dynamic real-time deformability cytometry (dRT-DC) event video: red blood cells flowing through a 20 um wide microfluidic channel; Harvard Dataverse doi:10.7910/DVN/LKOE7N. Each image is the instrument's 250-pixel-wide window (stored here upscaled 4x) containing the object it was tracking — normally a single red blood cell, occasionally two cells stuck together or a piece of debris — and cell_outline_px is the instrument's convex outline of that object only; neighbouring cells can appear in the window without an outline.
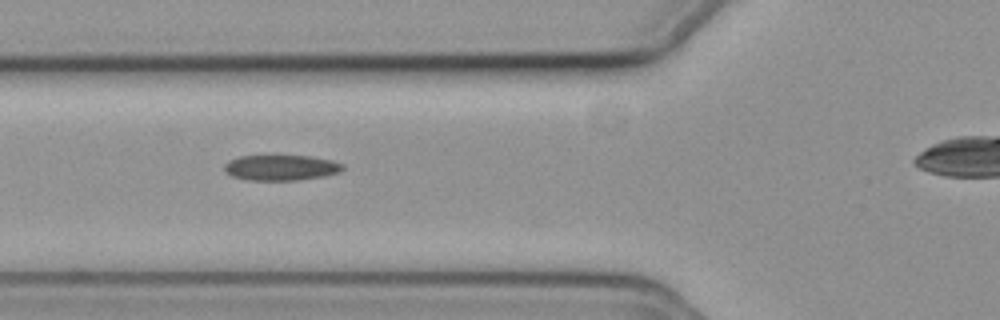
{"species": "common noctule bat (a hibernating species)", "species_latin": "Nyctalus noctula", "temperature_condition": "cold", "stored_images_in_passage": 31, "camera_frame_rate_fps": 3000, "um_per_image_px": 0.085, "animal": {"sex": "female", "body_mass_g": 19.3, "forearm_length_mm": 54.1}, "frame": {"image": 1, "passage_image": 3, "time_ms": 0.667, "image_size_px": [1000, 320], "cell_outline_px": [[344, 168], [340, 172], [324, 176], [300, 180], [248, 180], [232, 176], [224, 172], [224, 164], [228, 160], [240, 156], [312, 156], [332, 160], [344, 164]], "centroid_in_image_um": [23.89, 14.25], "position_along_channel_um": 101.9, "area_um2": 17.74}}
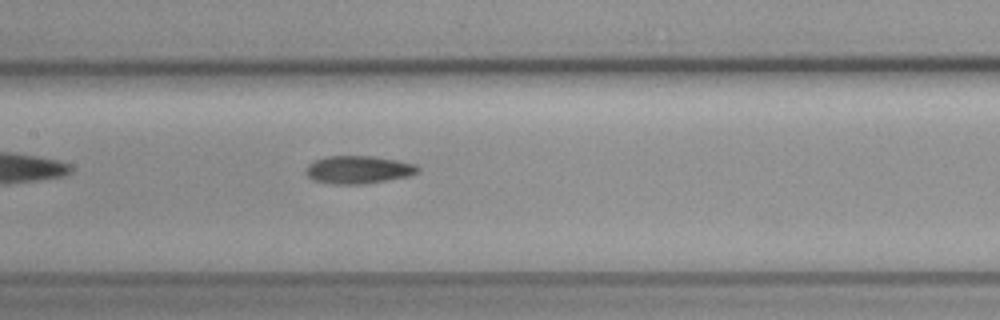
{"frame": {"image": 2, "passage_image": 9, "time_ms": 2.667, "image_size_px": [1000, 320], "cell_outline_px": [[420, 172], [408, 176], [364, 184], [332, 184], [312, 180], [304, 172], [308, 164], [316, 160], [328, 156], [372, 156], [396, 160], [416, 164], [420, 168]], "centroid_in_image_um": [30.45, 14.43], "position_along_channel_um": 176.9, "area_um2": 18.21}}
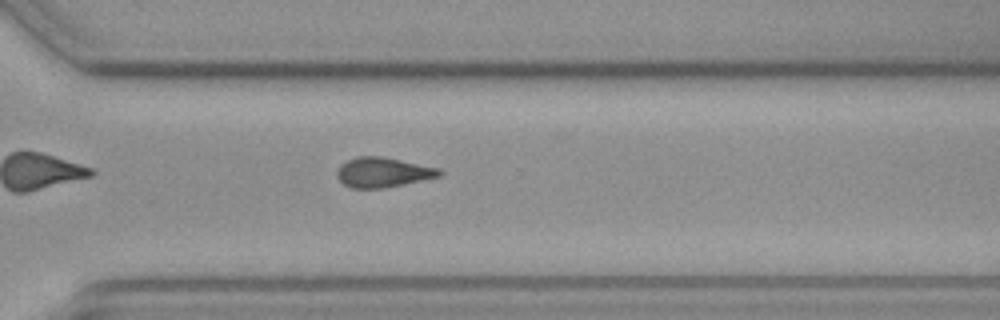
{"frame": {"image": 3, "passage_image": 22, "time_ms": 7.0, "image_size_px": [1000, 320], "cell_outline_px": [[444, 172], [440, 176], [384, 188], [352, 188], [344, 184], [336, 176], [336, 172], [340, 164], [356, 156], [384, 156], [440, 168]], "centroid_in_image_um": [32.55, 14.63], "position_along_channel_um": 338.1, "area_um2": 17.92}}